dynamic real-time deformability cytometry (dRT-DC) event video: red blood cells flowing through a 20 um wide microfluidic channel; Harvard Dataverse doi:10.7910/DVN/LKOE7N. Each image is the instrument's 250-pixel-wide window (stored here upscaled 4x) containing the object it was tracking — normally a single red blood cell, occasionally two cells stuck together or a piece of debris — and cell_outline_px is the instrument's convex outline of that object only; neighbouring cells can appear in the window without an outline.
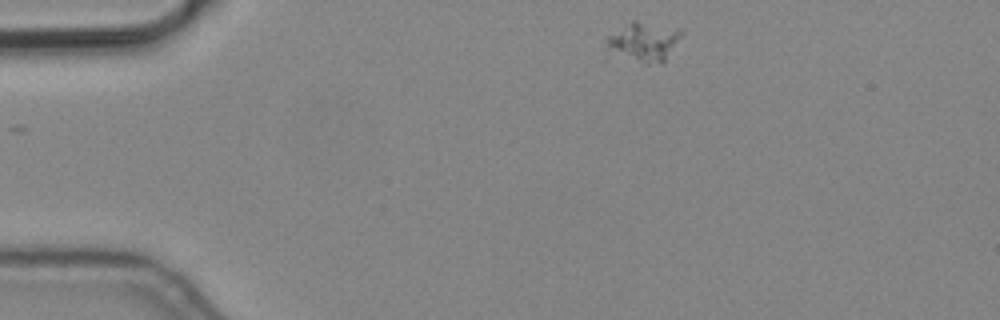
{"species": "common noctule bat (a hibernating species)", "species_latin": "Nyctalus noctula", "temperature_condition": "cold", "stored_images_in_passage": 2, "camera_frame_rate_fps": 3000, "um_per_image_px": 0.085, "animal": {"sex": "male", "body_mass_g": 19.2, "forearm_length_mm": 51.8}, "frame": {"image": 1, "passage_image": 1, "time_ms": 0.0, "image_size_px": [1000, 320], "cell_outline_px": [[684, 32], [664, 64], [644, 64], [612, 52], [608, 44], [608, 36], [632, 20], [636, 20], [680, 28]], "centroid_in_image_um": [54.83, 3.55], "position_along_channel_um": 30.2, "area_um2": 17.05}}